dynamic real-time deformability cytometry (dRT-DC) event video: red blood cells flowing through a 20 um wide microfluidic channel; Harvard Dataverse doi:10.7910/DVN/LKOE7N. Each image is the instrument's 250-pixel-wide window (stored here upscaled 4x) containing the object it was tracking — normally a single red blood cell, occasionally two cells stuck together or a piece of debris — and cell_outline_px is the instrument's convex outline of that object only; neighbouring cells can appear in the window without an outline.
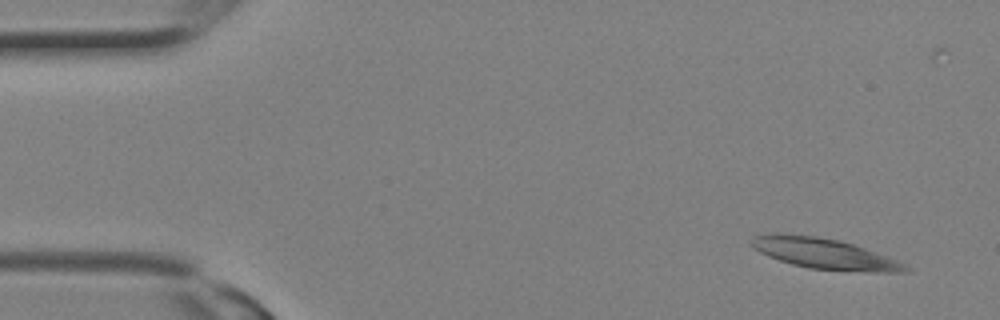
{"species": "Egyptian fruit bat (a non-hibernating species)", "species_latin": "Rousettus aegyptiacus", "temperature_condition": "room temperature", "stored_images_in_passage": 10, "camera_frame_rate_fps": 3000, "um_per_image_px": 0.085, "animal": {"sex": "female"}, "frame": {"image": 1, "passage_image": 1, "time_ms": 0.0, "image_size_px": [1000, 320], "cell_outline_px": [[912, 268], [908, 272], [876, 272], [808, 268], [792, 264], [768, 256], [752, 248], [748, 244], [748, 240], [756, 236], [776, 232], [816, 236], [840, 240], [900, 260]], "centroid_in_image_um": [70.07, 21.55], "position_along_channel_um": 14.9, "area_um2": 27.69}}
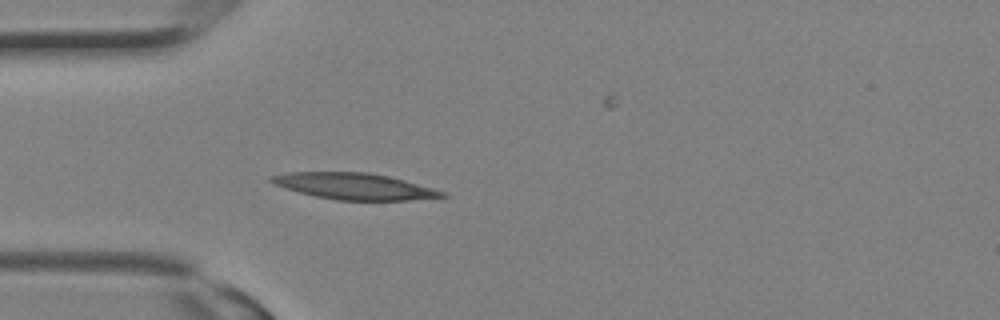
{"frame": {"image": 2, "passage_image": 7, "time_ms": 2.0, "image_size_px": [1000, 320], "cell_outline_px": [[448, 196], [408, 200], [336, 200], [316, 196], [284, 188], [268, 180], [272, 176], [288, 172], [368, 172], [388, 176], [404, 180], [432, 188], [444, 192]], "centroid_in_image_um": [30.1, 15.83], "position_along_channel_um": 54.9, "area_um2": 25.84}}
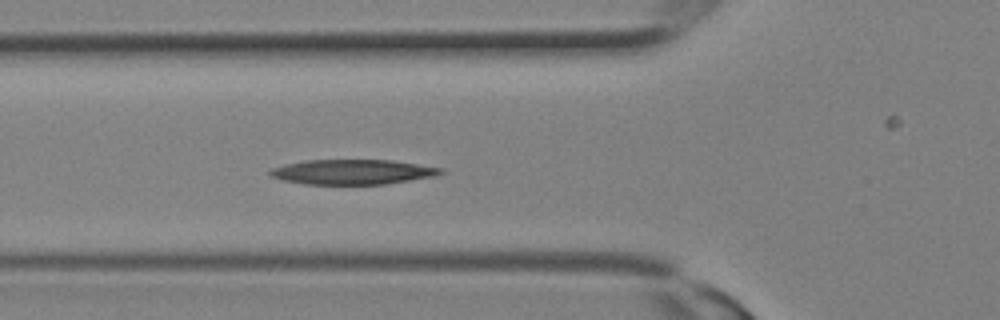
{"frame": {"image": 3, "passage_image": 9, "time_ms": 2.667, "image_size_px": [1000, 320], "cell_outline_px": [[444, 172], [436, 176], [384, 184], [304, 184], [284, 180], [272, 176], [268, 172], [272, 168], [284, 164], [304, 160], [392, 160], [444, 168]], "centroid_in_image_um": [29.99, 14.61], "position_along_channel_um": 95.8, "area_um2": 24.74}}